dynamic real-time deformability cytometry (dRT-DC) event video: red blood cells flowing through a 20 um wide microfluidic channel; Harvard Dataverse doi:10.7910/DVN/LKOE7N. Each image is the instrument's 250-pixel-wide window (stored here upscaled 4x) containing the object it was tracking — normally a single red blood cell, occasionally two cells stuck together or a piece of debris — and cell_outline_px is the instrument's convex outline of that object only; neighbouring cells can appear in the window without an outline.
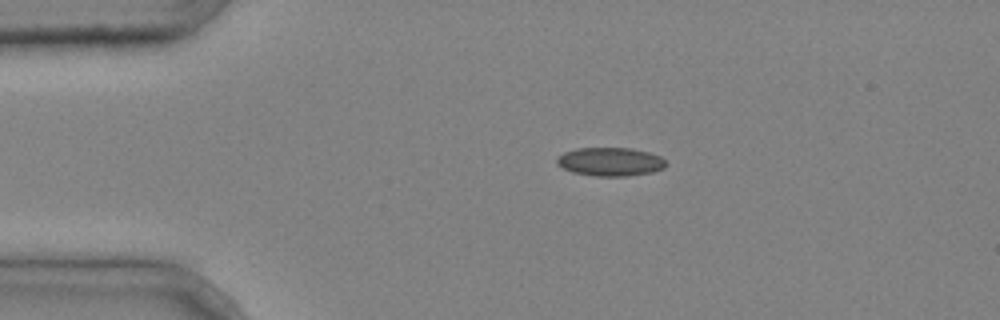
{"species": "common noctule bat (a hibernating species)", "species_latin": "Nyctalus noctula", "temperature_condition": "cold", "stored_images_in_passage": 3, "segment_of_instrument_passage": [1, 2], "camera_frame_rate_fps": 3000, "um_per_image_px": 0.085, "animal": {"sex": "male", "body_mass_g": 20.4}, "frame": {"image": 1, "passage_image": 1, "time_ms": 0.0, "image_size_px": [1000, 320], "cell_outline_px": [[668, 164], [664, 168], [652, 172], [628, 176], [596, 176], [572, 172], [556, 164], [556, 156], [564, 152], [576, 148], [632, 148], [648, 152], [660, 156]], "centroid_in_image_um": [51.86, 13.74], "position_along_channel_um": 33.1, "area_um2": 18.26}}